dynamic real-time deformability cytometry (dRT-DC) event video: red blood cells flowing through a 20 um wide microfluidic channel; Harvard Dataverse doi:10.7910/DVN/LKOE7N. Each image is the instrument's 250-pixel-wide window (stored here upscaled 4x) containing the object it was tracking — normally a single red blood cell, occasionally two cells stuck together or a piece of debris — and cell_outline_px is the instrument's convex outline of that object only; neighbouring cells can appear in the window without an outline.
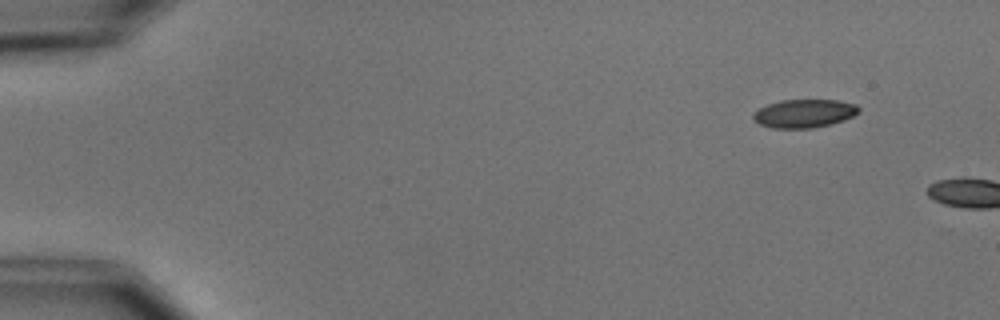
{"species": "common noctule bat (a hibernating species)", "species_latin": "Nyctalus noctula", "temperature_condition": "cold", "stored_images_in_passage": 2, "camera_frame_rate_fps": 3000, "um_per_image_px": 0.085, "animal": {"sex": "male", "body_mass_g": 15.6}, "frame": {"image": 1, "passage_image": 1, "time_ms": 0.0, "image_size_px": [1000, 320], "cell_outline_px": [[860, 112], [844, 120], [812, 128], [772, 128], [760, 124], [752, 120], [752, 116], [760, 108], [768, 104], [780, 100], [836, 100], [856, 104], [860, 108]], "centroid_in_image_um": [68.36, 9.64], "position_along_channel_um": 16.6, "area_um2": 17.34}}